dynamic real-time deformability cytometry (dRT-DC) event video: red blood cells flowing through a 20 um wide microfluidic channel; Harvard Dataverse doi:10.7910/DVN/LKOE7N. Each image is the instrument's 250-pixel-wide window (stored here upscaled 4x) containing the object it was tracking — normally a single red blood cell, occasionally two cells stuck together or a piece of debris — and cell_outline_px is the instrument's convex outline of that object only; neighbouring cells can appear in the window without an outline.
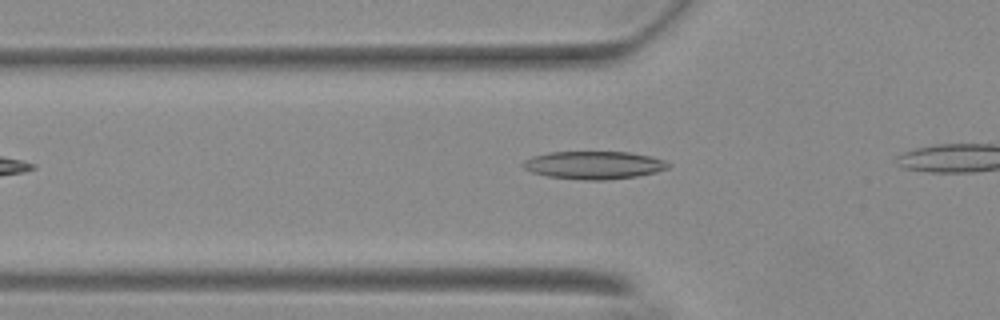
{"species": "Egyptian fruit bat (a non-hibernating species)", "species_latin": "Rousettus aegyptiacus", "temperature_condition": "warm", "stored_images_in_passage": 11, "camera_frame_rate_fps": 3000, "um_per_image_px": 0.085, "animal": {"sex": "female"}, "frame": {"image": 1, "passage_image": 5, "time_ms": 1.333, "image_size_px": [1000, 320], "cell_outline_px": [[672, 164], [668, 168], [656, 172], [636, 176], [604, 180], [584, 180], [548, 176], [532, 172], [524, 168], [520, 164], [524, 160], [532, 156], [548, 152], [628, 152], [648, 156], [664, 160]], "centroid_in_image_um": [50.46, 14.03], "position_along_channel_um": 75.3, "area_um2": 23.52}}
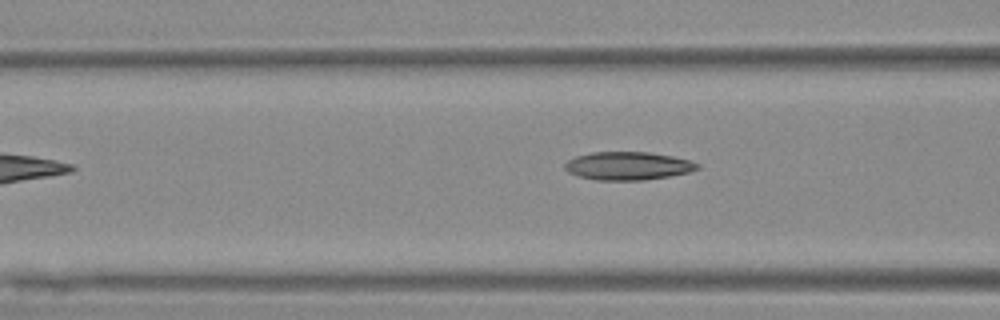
{"frame": {"image": 2, "passage_image": 8, "time_ms": 2.333, "image_size_px": [1000, 320], "cell_outline_px": [[700, 168], [688, 172], [668, 176], [644, 180], [596, 180], [580, 176], [568, 172], [564, 168], [564, 164], [568, 160], [576, 156], [592, 152], [648, 152], [672, 156], [688, 160], [700, 164]], "centroid_in_image_um": [53.36, 14.1], "position_along_channel_um": 113.2, "area_um2": 21.62}}